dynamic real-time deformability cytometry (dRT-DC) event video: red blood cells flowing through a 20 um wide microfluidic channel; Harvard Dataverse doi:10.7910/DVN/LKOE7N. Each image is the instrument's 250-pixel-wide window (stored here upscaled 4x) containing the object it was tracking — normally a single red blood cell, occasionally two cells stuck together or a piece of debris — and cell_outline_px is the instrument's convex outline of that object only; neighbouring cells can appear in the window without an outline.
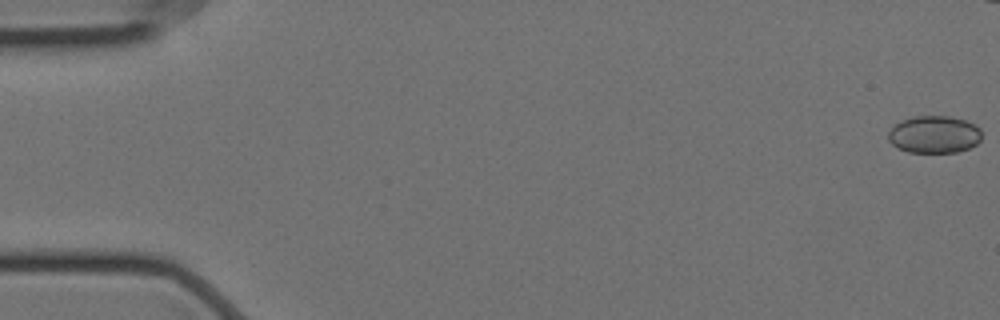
{"species": "Egyptian fruit bat (a non-hibernating species)", "species_latin": "Rousettus aegyptiacus", "temperature_condition": "cold", "stored_images_in_passage": 11, "camera_frame_rate_fps": 3000, "um_per_image_px": 0.085, "animal": {"sex": "female"}, "frame": {"image": 1, "passage_image": 1, "time_ms": 0.0, "image_size_px": [1000, 320], "cell_outline_px": [[980, 140], [976, 144], [968, 148], [956, 152], [908, 152], [896, 148], [888, 140], [888, 132], [900, 120], [916, 116], [948, 116], [964, 120], [980, 128]], "centroid_in_image_um": [79.37, 11.43], "position_along_channel_um": 5.6, "area_um2": 20.23}}